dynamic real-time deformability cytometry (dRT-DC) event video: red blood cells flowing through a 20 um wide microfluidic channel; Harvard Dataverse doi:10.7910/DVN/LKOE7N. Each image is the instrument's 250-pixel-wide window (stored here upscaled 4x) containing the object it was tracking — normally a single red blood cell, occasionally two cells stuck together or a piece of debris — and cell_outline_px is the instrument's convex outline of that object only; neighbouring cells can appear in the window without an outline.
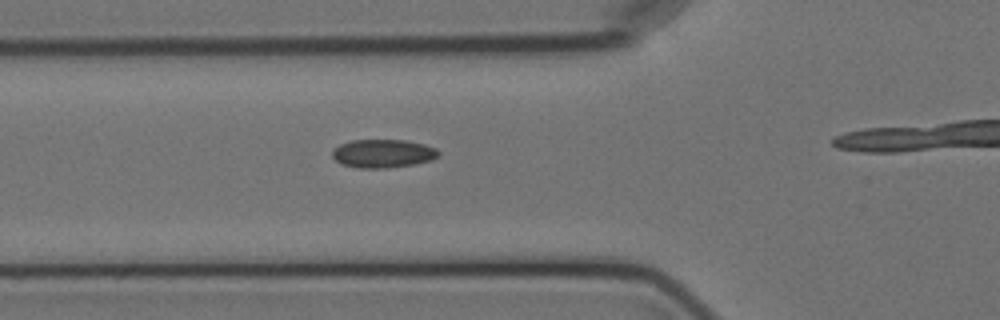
{"species": "Egyptian fruit bat (a non-hibernating species)", "species_latin": "Rousettus aegyptiacus", "temperature_condition": "cold", "stored_images_in_passage": 5, "camera_frame_rate_fps": 3000, "um_per_image_px": 0.085, "animal": {"sex": "female"}, "frame": {"image": 1, "passage_image": 4, "time_ms": 3.333, "image_size_px": [1000, 320], "cell_outline_px": [[440, 156], [432, 160], [412, 164], [388, 168], [356, 168], [340, 164], [332, 156], [332, 152], [340, 144], [352, 140], [404, 140], [424, 144], [436, 148], [440, 152]], "centroid_in_image_um": [32.56, 13.05], "position_along_channel_um": 93.2, "area_um2": 17.63}}